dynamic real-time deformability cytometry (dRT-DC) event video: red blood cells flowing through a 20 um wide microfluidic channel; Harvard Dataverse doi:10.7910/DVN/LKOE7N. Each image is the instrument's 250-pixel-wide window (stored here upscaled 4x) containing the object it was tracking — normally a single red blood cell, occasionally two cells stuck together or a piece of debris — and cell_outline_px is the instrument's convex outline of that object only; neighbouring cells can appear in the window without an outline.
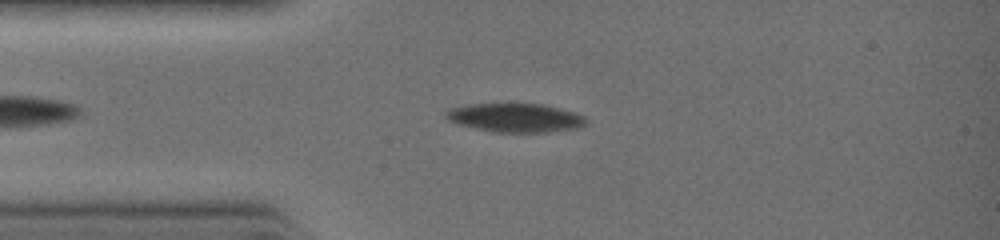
{"species": "common noctule bat (a hibernating species)", "species_latin": "Nyctalus noctula", "temperature_condition": "warm", "stored_images_in_passage": 28, "camera_frame_rate_fps": 3000, "um_per_image_px": 0.085, "animal": {"sex": "female", "body_mass_g": 19.0, "forearm_length_mm": 51.5}, "frame": {"image": 1, "passage_image": 4, "time_ms": 1.0, "image_size_px": [1000, 240], "cell_outline_px": [[588, 120], [580, 128], [548, 132], [492, 132], [456, 124], [448, 120], [444, 116], [444, 112], [448, 108], [464, 104], [544, 104], [576, 112], [584, 116]], "centroid_in_image_um": [43.77, 10.01], "position_along_channel_um": 41.2, "area_um2": 23.87}}
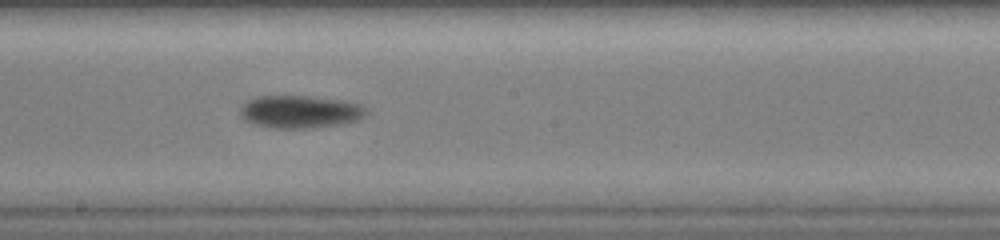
{"frame": {"image": 2, "passage_image": 14, "time_ms": 4.333, "image_size_px": [1000, 240], "cell_outline_px": [[368, 112], [360, 120], [344, 124], [312, 128], [276, 128], [256, 124], [244, 120], [240, 116], [240, 108], [248, 100], [256, 96], [308, 96], [344, 100], [360, 104], [368, 108]], "centroid_in_image_um": [25.56, 9.5], "position_along_channel_um": 222.6, "area_um2": 24.28}}
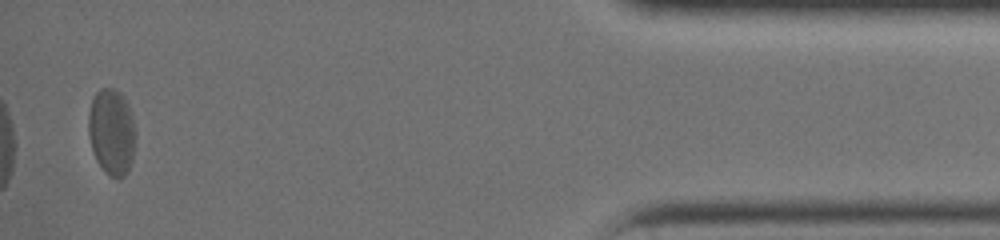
{"frame": {"image": 3, "passage_image": 28, "time_ms": 9.0, "image_size_px": [1000, 240], "cell_outline_px": [[136, 140], [132, 160], [128, 172], [124, 176], [112, 176], [96, 160], [92, 148], [88, 132], [88, 116], [92, 96], [100, 88], [112, 88], [120, 92], [124, 96], [128, 104], [132, 116], [136, 132]], "centroid_in_image_um": [9.5, 11.15], "position_along_channel_um": 425.7, "area_um2": 23.76}}